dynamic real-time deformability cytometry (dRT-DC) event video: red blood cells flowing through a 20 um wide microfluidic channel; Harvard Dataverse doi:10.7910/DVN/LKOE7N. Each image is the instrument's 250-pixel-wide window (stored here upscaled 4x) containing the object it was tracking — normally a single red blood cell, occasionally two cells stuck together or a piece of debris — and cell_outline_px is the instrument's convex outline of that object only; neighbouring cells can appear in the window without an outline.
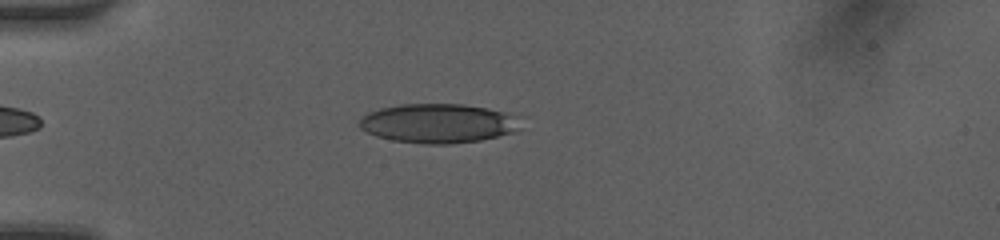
{"species": "human", "species_latin": "Homo sapiens", "temperature_condition": "room temperature", "stored_images_in_passage": 37, "camera_frame_rate_fps": 3000, "um_per_image_px": 0.085, "donor": {"sex": "female"}, "frame": {"image": 1, "passage_image": 2, "time_ms": 0.333, "image_size_px": [1000, 240], "cell_outline_px": [[528, 116], [520, 128], [512, 132], [480, 140], [452, 144], [424, 144], [392, 140], [376, 136], [360, 128], [360, 120], [368, 112], [380, 108], [400, 104], [464, 104], [488, 108]], "centroid_in_image_um": [37.37, 10.47], "position_along_channel_um": 47.6, "area_um2": 37.51}}
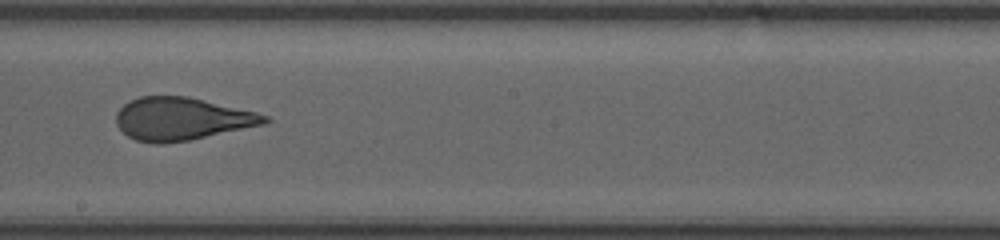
{"frame": {"image": 2, "passage_image": 17, "time_ms": 5.333, "image_size_px": [1000, 240], "cell_outline_px": [[272, 120], [264, 124], [188, 140], [160, 144], [156, 144], [136, 140], [128, 136], [116, 124], [116, 112], [128, 100], [140, 96], [188, 96], [256, 112], [268, 116]], "centroid_in_image_um": [15.42, 10.09], "position_along_channel_um": 232.8, "area_um2": 36.82}}
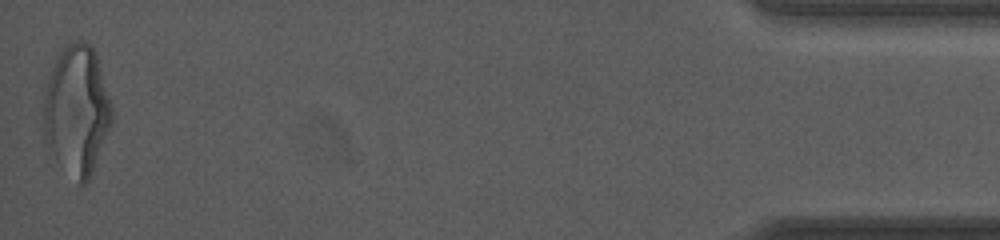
{"frame": {"image": 3, "passage_image": 37, "time_ms": 12.0, "image_size_px": [1000, 240], "cell_outline_px": [[112, 124], [92, 172], [88, 180], [84, 184], [80, 184], [56, 160], [48, 144], [44, 132], [44, 92], [52, 68], [64, 44], [72, 40], [80, 40], [88, 44], [96, 52], [112, 108]], "centroid_in_image_um": [6.54, 9.34], "position_along_channel_um": 428.7, "area_um2": 50.98}, "authors_computed_cell_mechanics": {"area_um2": 37.8012, "velocity_mm_per_s": 4.1848, "shape_relaxation_time_tau1_ms": 6.3093, "shape_relaxation_time_tau2_ms": 0.8355, "deformation_change_tau1": 0.2189, "deformation_change_tau2": 0.1}}